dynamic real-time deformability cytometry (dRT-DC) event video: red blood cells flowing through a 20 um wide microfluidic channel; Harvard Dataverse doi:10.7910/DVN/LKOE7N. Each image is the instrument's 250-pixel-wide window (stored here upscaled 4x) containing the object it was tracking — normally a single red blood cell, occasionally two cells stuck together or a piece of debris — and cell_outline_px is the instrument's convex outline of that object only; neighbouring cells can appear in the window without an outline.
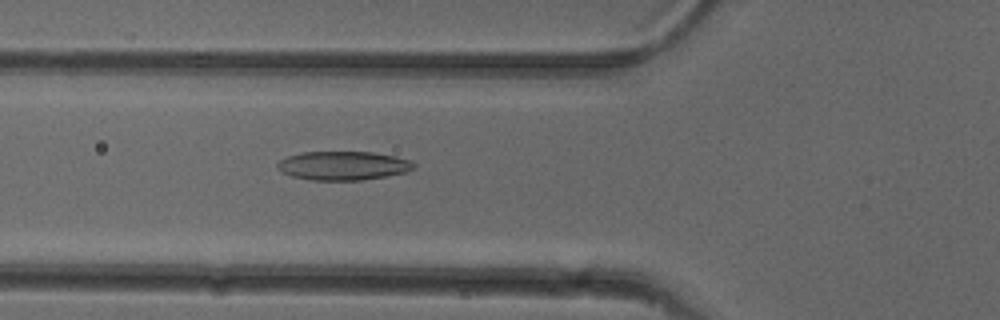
{"species": "common noctule bat (a hibernating species)", "species_latin": "Nyctalus noctula", "temperature_condition": "cold", "stored_images_in_passage": 52, "camera_frame_rate_fps": 3000, "um_per_image_px": 0.085, "animal": {"sex": "female"}, "frame": {"image": 1, "passage_image": 19, "time_ms": 6.0, "image_size_px": [1000, 320], "cell_outline_px": [[416, 164], [412, 168], [404, 172], [388, 176], [360, 180], [312, 180], [292, 176], [276, 168], [276, 164], [280, 160], [288, 156], [304, 152], [372, 152], [396, 156], [412, 160]], "centroid_in_image_um": [29.18, 14.07], "position_along_channel_um": 96.6, "area_um2": 22.83}}
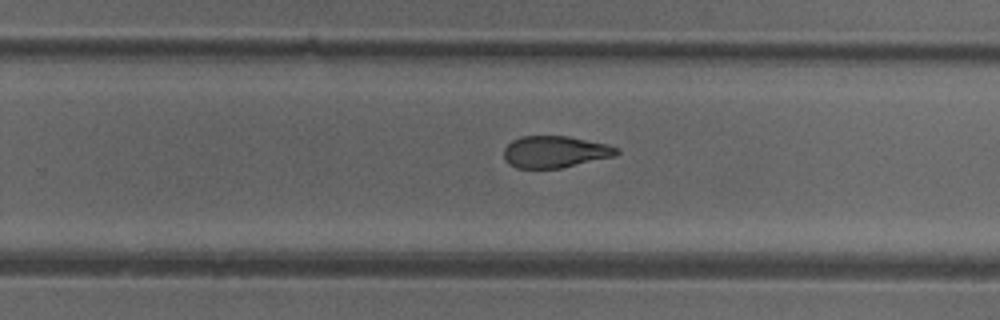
{"frame": {"image": 2, "passage_image": 33, "time_ms": 10.667, "image_size_px": [1000, 320], "cell_outline_px": [[620, 152], [616, 156], [560, 168], [516, 168], [508, 164], [504, 160], [504, 148], [512, 140], [520, 136], [568, 136], [608, 144], [620, 148]], "centroid_in_image_um": [47.18, 12.9], "position_along_channel_um": 282.6, "area_um2": 21.1}}
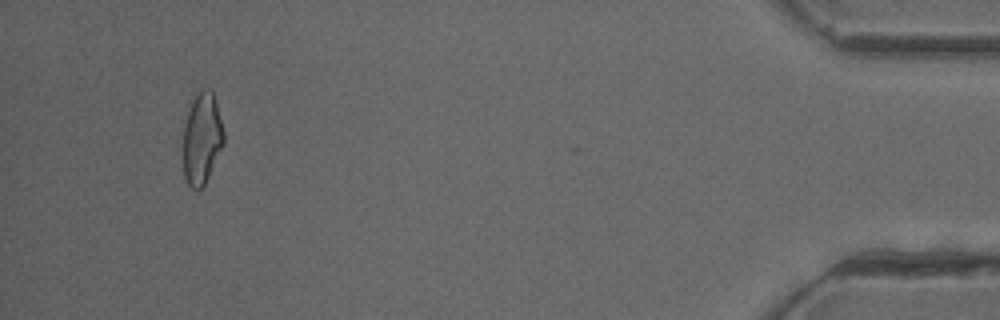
{"frame": {"image": 3, "passage_image": 49, "time_ms": 16.0, "image_size_px": [1000, 320], "cell_outline_px": [[224, 144], [204, 184], [196, 192], [188, 184], [184, 176], [184, 124], [192, 100], [196, 92], [204, 88], [212, 88], [224, 132]], "centroid_in_image_um": [17.16, 11.74], "position_along_channel_um": 418.0, "area_um2": 21.56}, "authors_computed_cell_mechanics": {"area_um2": 22.5998, "velocity_mm_per_s": 3.9745, "shape_relaxation_time_tau1_ms": 8.2746, "shape_relaxation_time_tau2_ms": 3.7403, "deformation_change_tau1": 0.2027, "deformation_change_tau2": 0.1172}}